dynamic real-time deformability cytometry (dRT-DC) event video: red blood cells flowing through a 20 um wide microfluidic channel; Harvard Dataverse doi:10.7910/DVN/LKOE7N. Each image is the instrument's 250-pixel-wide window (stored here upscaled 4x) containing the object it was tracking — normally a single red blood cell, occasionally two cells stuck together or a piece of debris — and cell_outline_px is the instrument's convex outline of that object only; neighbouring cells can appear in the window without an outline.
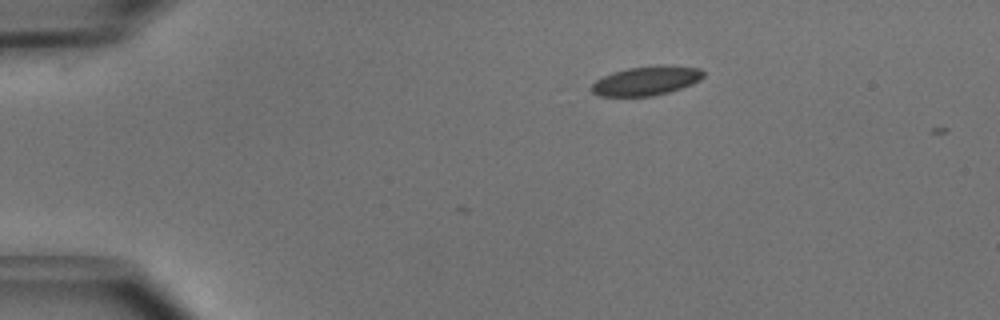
{"species": "common noctule bat (a hibernating species)", "species_latin": "Nyctalus noctula", "temperature_condition": "cold", "stored_images_in_passage": 4, "camera_frame_rate_fps": 3000, "um_per_image_px": 0.085, "animal": {"sex": "male", "body_mass_g": 15.6}, "frame": {"image": 1, "passage_image": 1, "time_ms": 0.0, "image_size_px": [1000, 320], "cell_outline_px": [[704, 76], [700, 80], [692, 84], [668, 92], [652, 96], [600, 96], [592, 92], [588, 88], [596, 80], [612, 72], [628, 68], [656, 64], [668, 64], [700, 68], [704, 72]], "centroid_in_image_um": [54.94, 6.84], "position_along_channel_um": 30.1, "area_um2": 19.31}}